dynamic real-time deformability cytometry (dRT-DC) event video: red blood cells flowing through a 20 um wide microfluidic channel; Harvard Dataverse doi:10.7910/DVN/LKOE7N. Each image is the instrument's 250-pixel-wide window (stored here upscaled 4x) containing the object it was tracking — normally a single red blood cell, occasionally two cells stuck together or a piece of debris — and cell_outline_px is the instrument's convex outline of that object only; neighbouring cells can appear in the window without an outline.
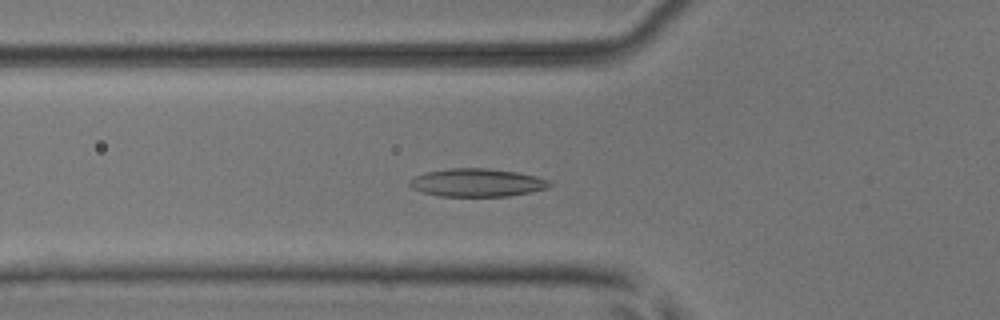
{"species": "common noctule bat (a hibernating species)", "species_latin": "Nyctalus noctula", "temperature_condition": "room temperature", "stored_images_in_passage": 43, "camera_frame_rate_fps": 3000, "um_per_image_px": 0.085, "animal": {"sex": "male", "body_mass_g": 17.9, "forearm_length_mm": 54.2}, "frame": {"image": 1, "passage_image": 10, "time_ms": 3.0, "image_size_px": [1000, 320], "cell_outline_px": [[552, 184], [548, 188], [508, 196], [440, 196], [424, 192], [412, 188], [408, 184], [408, 180], [412, 176], [424, 172], [448, 168], [488, 168], [516, 172], [536, 176], [548, 180]], "centroid_in_image_um": [40.49, 15.51], "position_along_channel_um": 85.3, "area_um2": 22.95}}
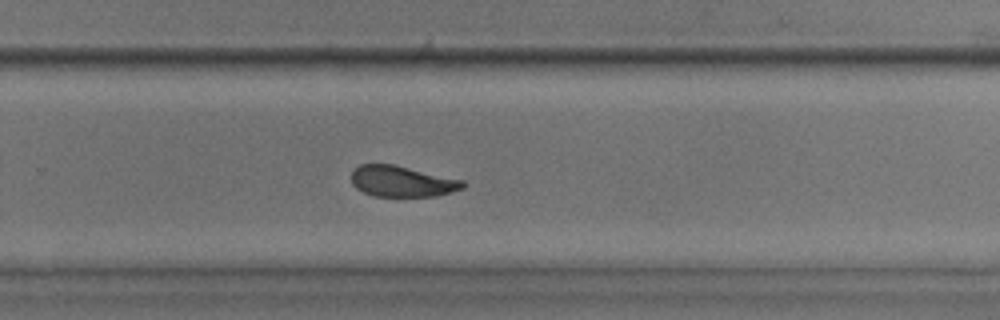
{"frame": {"image": 2, "passage_image": 26, "time_ms": 8.333, "image_size_px": [1000, 320], "cell_outline_px": [[468, 184], [464, 188], [452, 192], [436, 196], [372, 196], [356, 188], [352, 184], [352, 172], [360, 164], [396, 164], [464, 180]], "centroid_in_image_um": [34.22, 15.41], "position_along_channel_um": 295.6, "area_um2": 20.35}}
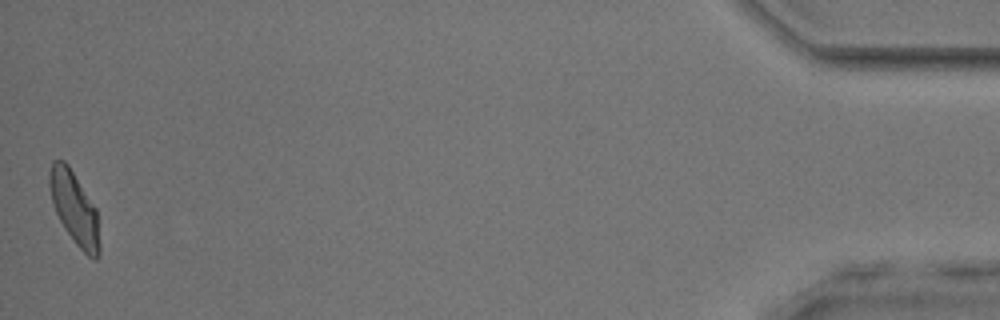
{"frame": {"image": 3, "passage_image": 43, "time_ms": 14.0, "image_size_px": [1000, 320], "cell_outline_px": [[100, 256], [96, 260], [92, 260], [76, 244], [64, 228], [56, 212], [52, 200], [48, 184], [48, 176], [52, 160], [64, 160], [68, 164], [96, 208], [100, 244]], "centroid_in_image_um": [6.33, 17.71], "position_along_channel_um": 428.9, "area_um2": 21.21}, "authors_computed_cell_mechanics": {"area_um2": 21.2126, "velocity_mm_per_s": 3.9493, "shape_relaxation_time_tau1_ms": 7.1326, "shape_relaxation_time_tau2_ms": 2.0893, "deformation_change_tau1": 0.1757, "deformation_change_tau2": 0.0778}}